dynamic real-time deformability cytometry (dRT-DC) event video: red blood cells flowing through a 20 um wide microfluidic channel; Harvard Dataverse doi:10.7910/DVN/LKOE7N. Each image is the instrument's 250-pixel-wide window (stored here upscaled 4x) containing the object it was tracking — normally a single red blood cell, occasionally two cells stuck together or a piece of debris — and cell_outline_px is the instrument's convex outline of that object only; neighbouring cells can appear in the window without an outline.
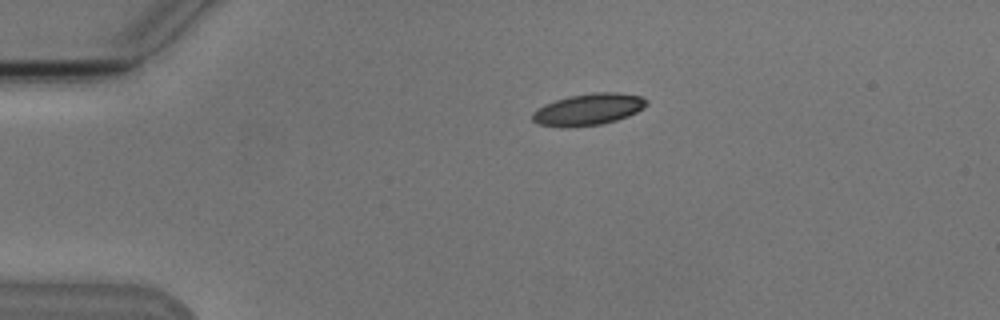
{"species": "Egyptian fruit bat (a non-hibernating species)", "species_latin": "Rousettus aegyptiacus", "temperature_condition": "cold", "stored_images_in_passage": 4, "camera_frame_rate_fps": 3000, "um_per_image_px": 0.085, "animal": {"sex": "male"}, "frame": {"image": 1, "passage_image": 4, "time_ms": 3.333, "image_size_px": [1000, 320], "cell_outline_px": [[648, 104], [644, 108], [628, 116], [616, 120], [600, 124], [560, 128], [540, 124], [532, 120], [532, 112], [544, 104], [568, 96], [592, 92], [616, 92], [640, 96], [648, 100]], "centroid_in_image_um": [50.01, 9.29], "position_along_channel_um": 35.0, "area_um2": 21.1}}